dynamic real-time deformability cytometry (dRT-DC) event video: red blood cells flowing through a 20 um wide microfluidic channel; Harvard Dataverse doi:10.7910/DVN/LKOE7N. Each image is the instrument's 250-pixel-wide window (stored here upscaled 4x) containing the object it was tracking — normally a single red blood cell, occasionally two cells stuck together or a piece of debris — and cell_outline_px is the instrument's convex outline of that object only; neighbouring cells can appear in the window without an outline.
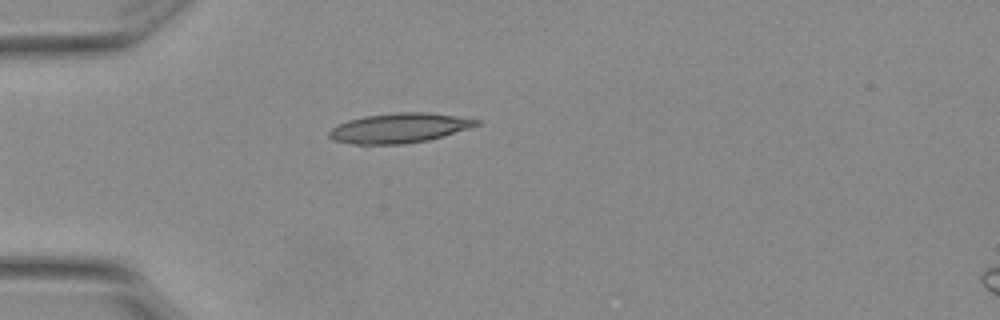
{"species": "Egyptian fruit bat (a non-hibernating species)", "species_latin": "Rousettus aegyptiacus", "temperature_condition": "warm", "stored_images_in_passage": 4, "camera_frame_rate_fps": 3000, "um_per_image_px": 0.085, "animal": {"sex": "female"}, "frame": {"image": 1, "passage_image": 4, "time_ms": 1.0, "image_size_px": [1000, 320], "cell_outline_px": [[480, 124], [444, 136], [428, 140], [400, 144], [356, 144], [336, 140], [328, 136], [328, 132], [332, 128], [348, 120], [364, 116], [396, 112], [428, 112], [480, 120]], "centroid_in_image_um": [33.94, 10.87], "position_along_channel_um": 51.1, "area_um2": 25.2}}